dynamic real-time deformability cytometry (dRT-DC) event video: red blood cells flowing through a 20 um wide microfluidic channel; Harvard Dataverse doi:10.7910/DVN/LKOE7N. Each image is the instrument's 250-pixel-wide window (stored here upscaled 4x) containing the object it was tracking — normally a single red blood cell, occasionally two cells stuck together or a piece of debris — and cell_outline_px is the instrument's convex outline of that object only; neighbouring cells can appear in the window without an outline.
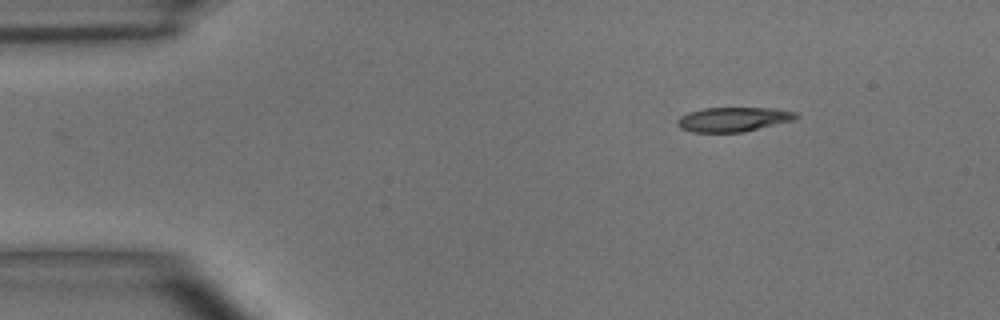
{"species": "common noctule bat (a hibernating species)", "species_latin": "Nyctalus noctula", "temperature_condition": "room temperature", "stored_images_in_passage": 3, "camera_frame_rate_fps": 3000, "um_per_image_px": 0.085, "animal": {"sex": "male", "body_mass_g": 15.6}, "frame": {"image": 1, "passage_image": 1, "time_ms": 0.0, "image_size_px": [1000, 320], "cell_outline_px": [[800, 116], [796, 120], [744, 132], [692, 132], [680, 128], [676, 124], [676, 120], [680, 116], [688, 112], [704, 108], [776, 108], [796, 112]], "centroid_in_image_um": [62.36, 10.14], "position_along_channel_um": 22.6, "area_um2": 17.17}}